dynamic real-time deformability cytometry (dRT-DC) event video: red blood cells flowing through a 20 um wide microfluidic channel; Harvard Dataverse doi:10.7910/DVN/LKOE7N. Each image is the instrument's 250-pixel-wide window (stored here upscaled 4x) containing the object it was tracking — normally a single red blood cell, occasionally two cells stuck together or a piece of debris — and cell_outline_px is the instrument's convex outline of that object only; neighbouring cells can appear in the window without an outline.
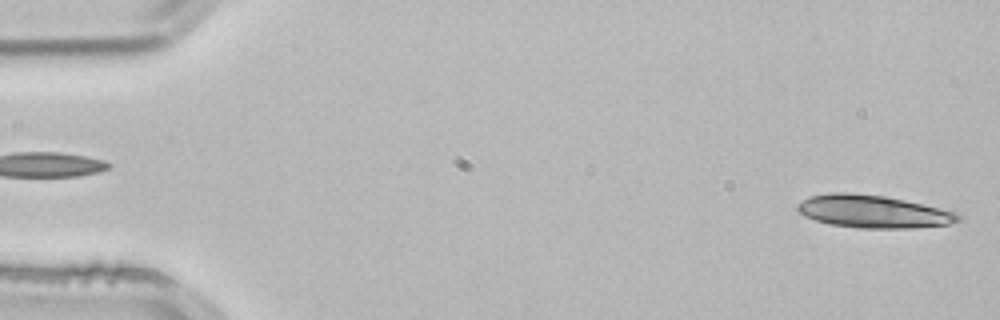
{"species": "common noctule bat (a hibernating species)", "species_latin": "Nyctalus noctula", "temperature_condition": "room temperature", "stored_images_in_passage": 4, "segment_of_instrument_passage": [2, 2], "camera_frame_rate_fps": 3000, "um_per_image_px": 0.085, "animal": {"sex": "male", "body_mass_g": 21.5, "forearm_length_mm": 52.0}, "frame": {"image": 1, "passage_image": 4, "time_ms": 1.0, "image_size_px": [1000, 320], "cell_outline_px": [[960, 220], [952, 224], [912, 228], [860, 228], [828, 224], [804, 216], [796, 208], [796, 204], [808, 196], [828, 192], [848, 192], [884, 196], [904, 200], [960, 212]], "centroid_in_image_um": [74.21, 17.97], "position_along_channel_um": 10.8, "area_um2": 30.92}}